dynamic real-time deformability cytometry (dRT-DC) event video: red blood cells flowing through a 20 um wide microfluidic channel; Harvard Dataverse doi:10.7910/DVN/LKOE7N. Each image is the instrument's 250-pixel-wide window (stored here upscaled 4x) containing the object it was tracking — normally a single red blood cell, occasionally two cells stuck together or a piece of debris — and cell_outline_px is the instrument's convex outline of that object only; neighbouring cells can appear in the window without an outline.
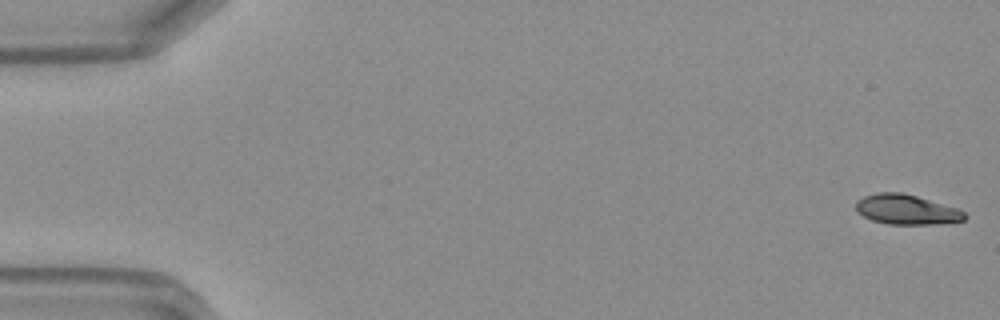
{"species": "Egyptian fruit bat (a non-hibernating species)", "species_latin": "Rousettus aegyptiacus", "temperature_condition": "warm", "stored_images_in_passage": 48, "camera_frame_rate_fps": 3000, "um_per_image_px": 0.085, "frame": {"image": 1, "passage_image": 1, "time_ms": 0.0, "image_size_px": [1000, 320], "cell_outline_px": [[968, 216], [964, 220], [932, 224], [888, 224], [872, 220], [856, 212], [856, 200], [864, 196], [876, 192], [900, 192], [916, 196], [960, 208]], "centroid_in_image_um": [77.05, 17.8], "position_along_channel_um": 8.0, "area_um2": 19.02}}
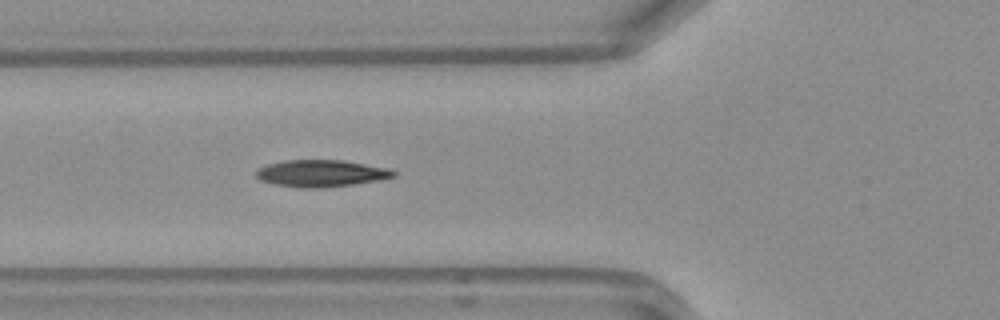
{"frame": {"image": 2, "passage_image": 18, "time_ms": 5.667, "image_size_px": [1000, 320], "cell_outline_px": [[396, 176], [380, 180], [352, 184], [316, 188], [300, 188], [272, 184], [260, 180], [256, 176], [256, 172], [260, 168], [268, 164], [284, 160], [344, 160], [392, 168], [396, 172]], "centroid_in_image_um": [27.33, 14.73], "position_along_channel_um": 98.5, "area_um2": 21.68}}
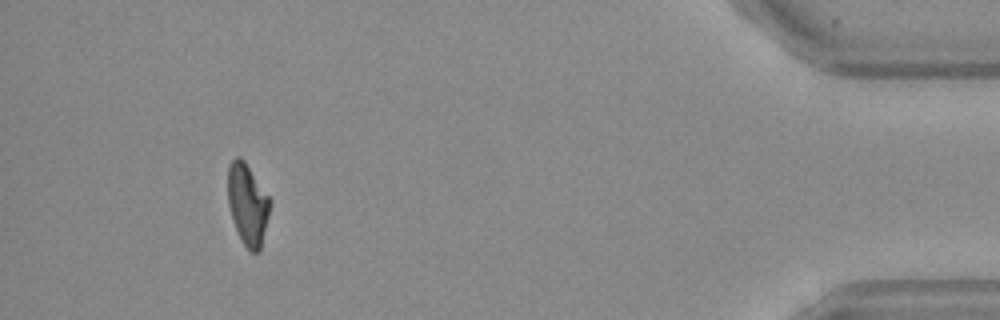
{"frame": {"image": 3, "passage_image": 45, "time_ms": 14.667, "image_size_px": [1000, 320], "cell_outline_px": [[272, 204], [260, 252], [252, 252], [244, 244], [232, 220], [228, 204], [228, 168], [232, 160], [236, 156], [240, 156], [244, 160], [272, 200]], "centroid_in_image_um": [21.07, 17.36], "position_along_channel_um": 414.1, "area_um2": 20.11}, "authors_computed_cell_mechanics": {"area_um2": 20.6635, "velocity_mm_per_s": 4.2071, "shape_relaxation_time_tau1_ms": 4.2771, "shape_relaxation_time_tau2_ms": 2.8328, "deformation_change_tau1": 0.1828, "deformation_change_tau2": 0.0901}}